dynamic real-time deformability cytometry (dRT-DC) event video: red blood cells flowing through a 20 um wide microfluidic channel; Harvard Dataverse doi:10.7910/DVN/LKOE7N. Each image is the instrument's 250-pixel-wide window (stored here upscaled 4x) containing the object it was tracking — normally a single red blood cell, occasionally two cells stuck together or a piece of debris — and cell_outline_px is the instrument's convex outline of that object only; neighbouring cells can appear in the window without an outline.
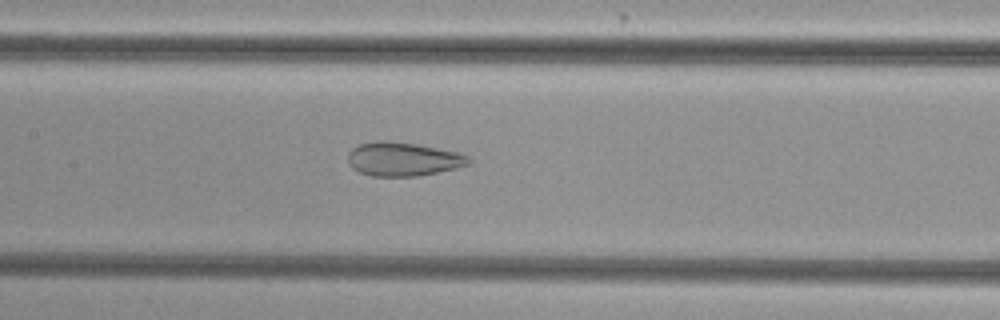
{"species": "common noctule bat (a hibernating species)", "species_latin": "Nyctalus noctula", "temperature_condition": "cold", "stored_images_in_passage": 39, "camera_frame_rate_fps": 3000, "um_per_image_px": 0.085, "animal": {"sex": "female", "body_mass_g": 29.2, "forearm_length_mm": 56.3}, "frame": {"image": 1, "passage_image": 12, "time_ms": 3.667, "image_size_px": [1000, 320], "cell_outline_px": [[472, 160], [468, 164], [456, 168], [416, 176], [372, 176], [360, 172], [352, 168], [348, 164], [348, 152], [352, 148], [360, 144], [380, 140], [384, 140], [416, 144], [456, 152], [468, 156]], "centroid_in_image_um": [34.22, 13.52], "position_along_channel_um": 173.2, "area_um2": 23.58}}
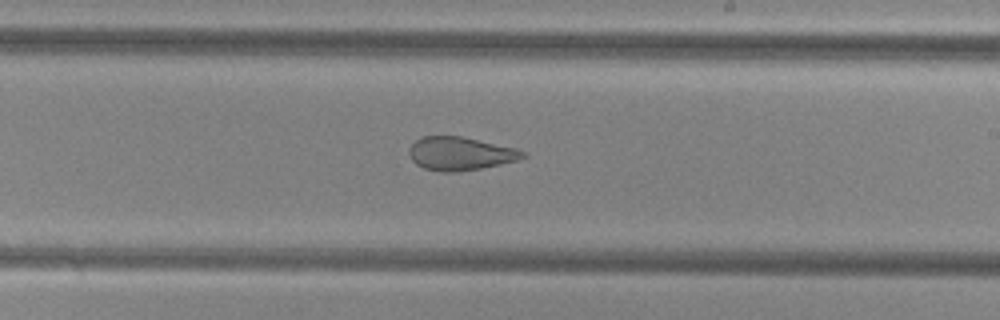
{"frame": {"image": 2, "passage_image": 18, "time_ms": 5.667, "image_size_px": [1000, 320], "cell_outline_px": [[528, 156], [516, 160], [500, 164], [480, 168], [456, 172], [440, 172], [424, 168], [416, 164], [412, 160], [408, 152], [408, 148], [416, 140], [424, 136], [460, 136], [516, 148], [528, 152]], "centroid_in_image_um": [39.12, 13.06], "position_along_channel_um": 249.9, "area_um2": 22.08}}
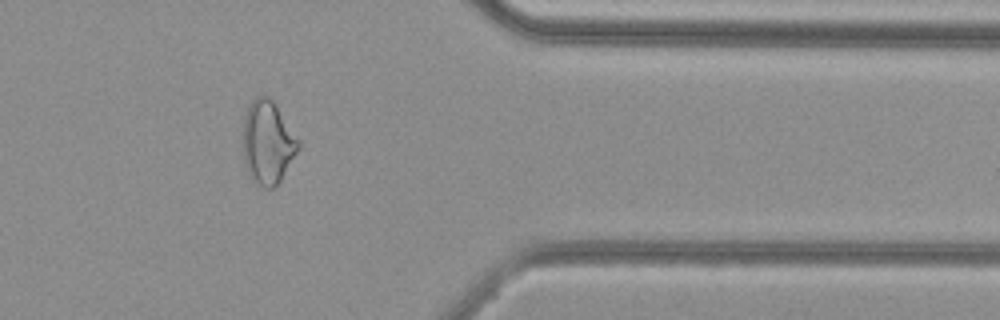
{"frame": {"image": 3, "passage_image": 30, "time_ms": 9.667, "image_size_px": [1000, 320], "cell_outline_px": [[300, 148], [280, 180], [272, 188], [264, 188], [256, 184], [244, 160], [244, 116], [252, 100], [256, 96], [268, 96], [276, 104], [300, 140]], "centroid_in_image_um": [22.79, 12.08], "position_along_channel_um": 388.6, "area_um2": 26.53}, "authors_computed_cell_mechanics": {"area_um2": 25.0852, "velocity_mm_per_s": 3.8492, "shape_relaxation_time_tau1_ms": null, "shape_relaxation_time_tau2_ms": 1.7686, "deformation_change_tau1": null, "deformation_change_tau2": 0.0966}}